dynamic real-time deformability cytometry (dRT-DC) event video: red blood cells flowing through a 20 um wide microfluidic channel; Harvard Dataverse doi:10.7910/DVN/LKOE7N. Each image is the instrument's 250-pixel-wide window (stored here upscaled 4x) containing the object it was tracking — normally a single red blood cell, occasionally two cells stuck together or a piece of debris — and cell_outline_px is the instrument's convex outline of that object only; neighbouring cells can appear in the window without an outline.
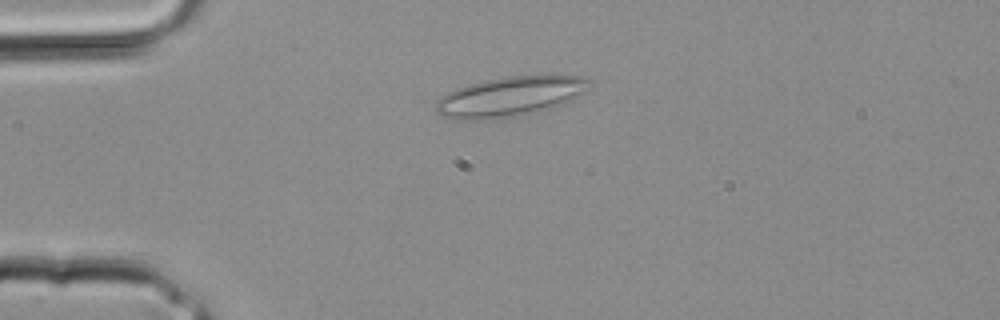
{"species": "common noctule bat (a hibernating species)", "species_latin": "Nyctalus noctula", "temperature_condition": "room temperature", "stored_images_in_passage": 11, "camera_frame_rate_fps": 3000, "um_per_image_px": 0.085, "animal": {"sex": "male", "body_mass_g": 20.4}, "frame": {"image": 1, "passage_image": 5, "time_ms": 1.333, "image_size_px": [1000, 320], "cell_outline_px": [[592, 80], [584, 92], [572, 100], [564, 104], [540, 112], [492, 120], [456, 120], [440, 116], [436, 112], [436, 100], [448, 92], [456, 88], [488, 80], [508, 76], [580, 76]], "centroid_in_image_um": [43.33, 8.24], "position_along_channel_um": 41.7, "area_um2": 35.78}}
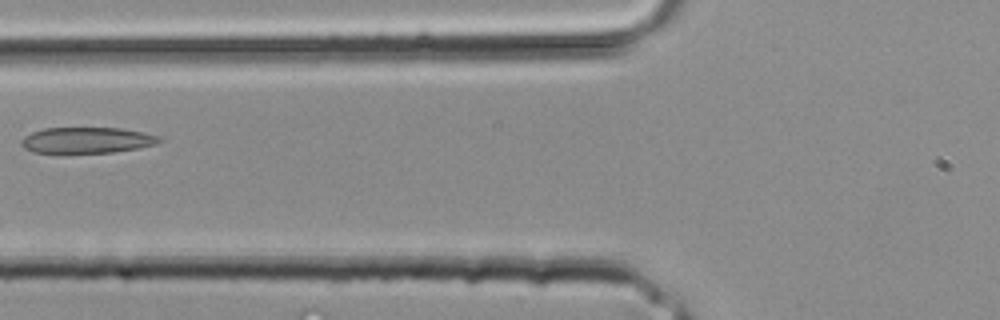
{"frame": {"image": 2, "passage_image": 10, "time_ms": 3.0, "image_size_px": [1000, 320], "cell_outline_px": [[160, 140], [156, 144], [140, 148], [112, 152], [32, 152], [24, 148], [20, 144], [20, 140], [24, 136], [32, 132], [44, 128], [120, 128], [140, 132], [156, 136]], "centroid_in_image_um": [7.32, 11.91], "position_along_channel_um": 118.5, "area_um2": 20.52}}